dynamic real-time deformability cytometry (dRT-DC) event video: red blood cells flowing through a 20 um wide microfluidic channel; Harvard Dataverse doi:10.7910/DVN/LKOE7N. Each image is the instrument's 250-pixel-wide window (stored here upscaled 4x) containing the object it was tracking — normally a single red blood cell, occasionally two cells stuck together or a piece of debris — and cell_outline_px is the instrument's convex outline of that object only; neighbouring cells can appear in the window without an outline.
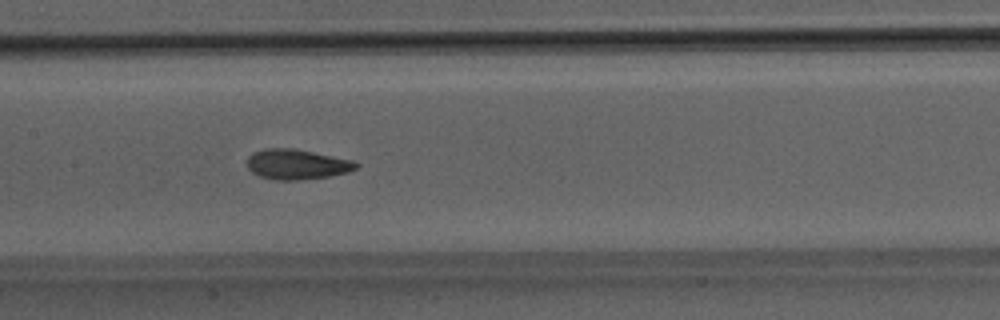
{"species": "Egyptian fruit bat (a non-hibernating species)", "species_latin": "Rousettus aegyptiacus", "temperature_condition": "room temperature", "stored_images_in_passage": 50, "camera_frame_rate_fps": 3000, "um_per_image_px": 0.085, "animal": {"sex": "male"}, "frame": {"image": 1, "passage_image": 24, "time_ms": 7.667, "image_size_px": [1000, 320], "cell_outline_px": [[360, 164], [356, 168], [348, 172], [328, 176], [296, 180], [276, 180], [260, 176], [252, 172], [248, 168], [248, 156], [252, 152], [264, 148], [296, 148], [352, 160]], "centroid_in_image_um": [25.21, 13.95], "position_along_channel_um": 182.2, "area_um2": 19.13}}
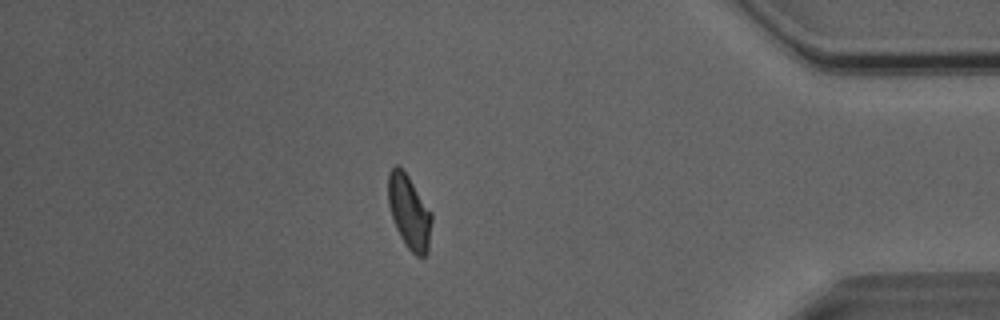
{"frame": {"image": 2, "passage_image": 43, "time_ms": 14.0, "image_size_px": [1000, 320], "cell_outline_px": [[432, 220], [428, 252], [424, 256], [416, 256], [404, 244], [396, 228], [388, 204], [388, 172], [396, 164], [408, 176], [432, 212]], "centroid_in_image_um": [34.79, 18.03], "position_along_channel_um": 400.4, "area_um2": 18.67}}
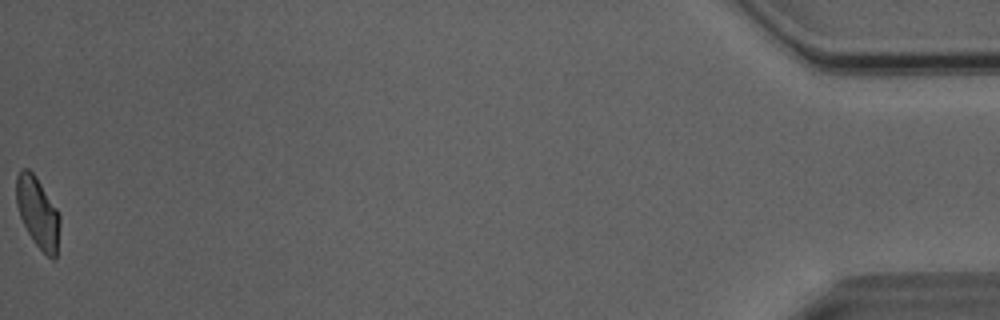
{"frame": {"image": 3, "passage_image": 50, "time_ms": 16.333, "image_size_px": [1000, 320], "cell_outline_px": [[60, 224], [56, 260], [52, 260], [32, 240], [20, 216], [16, 204], [16, 176], [20, 168], [28, 168], [36, 176], [56, 208], [60, 216]], "centroid_in_image_um": [3.21, 18.05], "position_along_channel_um": 432.0, "area_um2": 17.98}, "authors_computed_cell_mechanics": {"area_um2": 19.0162, "velocity_mm_per_s": 4.0435, "shape_relaxation_time_tau1_ms": 7.846, "shape_relaxation_time_tau2_ms": 1.8626, "deformation_change_tau1": 0.17, "deformation_change_tau2": 0.0835}}